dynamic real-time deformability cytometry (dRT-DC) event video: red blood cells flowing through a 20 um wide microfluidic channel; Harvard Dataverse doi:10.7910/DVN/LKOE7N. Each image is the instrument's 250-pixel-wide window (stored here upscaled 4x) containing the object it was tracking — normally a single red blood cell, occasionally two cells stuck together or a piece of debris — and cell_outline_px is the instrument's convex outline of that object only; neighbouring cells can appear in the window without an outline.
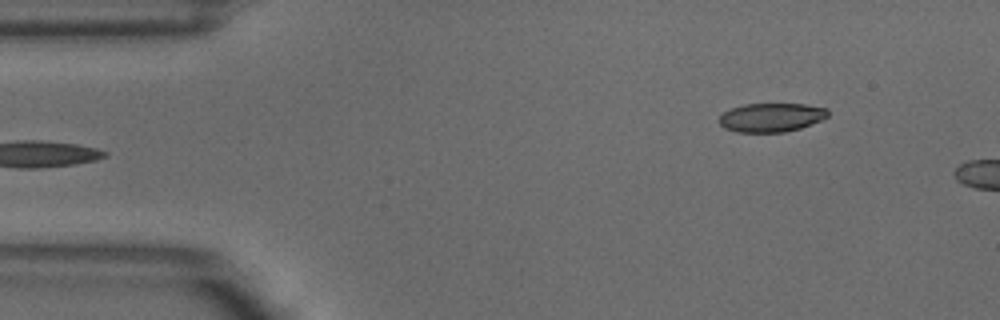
{"species": "common noctule bat (a hibernating species)", "species_latin": "Nyctalus noctula", "temperature_condition": "warm", "stored_images_in_passage": 5, "segment_of_instrument_passage": [2, 2], "camera_frame_rate_fps": 3000, "um_per_image_px": 0.085, "animal": {"sex": "male", "body_mass_g": 18.8}, "frame": {"image": 1, "passage_image": 5, "time_ms": 1.333, "image_size_px": [1000, 320], "cell_outline_px": [[828, 116], [820, 120], [800, 128], [784, 132], [736, 132], [724, 128], [720, 124], [720, 116], [724, 112], [732, 108], [744, 104], [804, 104], [828, 108]], "centroid_in_image_um": [65.56, 9.98], "position_along_channel_um": 19.4, "area_um2": 18.15}}